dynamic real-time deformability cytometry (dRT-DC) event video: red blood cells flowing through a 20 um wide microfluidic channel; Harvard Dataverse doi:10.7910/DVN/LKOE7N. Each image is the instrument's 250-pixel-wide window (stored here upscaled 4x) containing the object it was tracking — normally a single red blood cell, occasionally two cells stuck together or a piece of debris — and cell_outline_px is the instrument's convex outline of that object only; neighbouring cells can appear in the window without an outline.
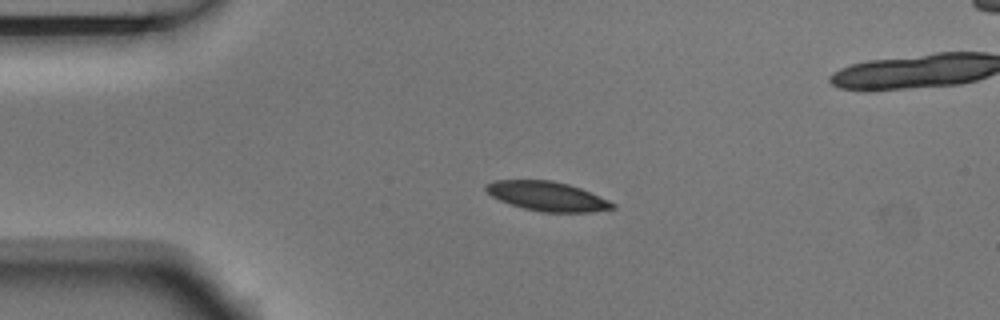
{"species": "Egyptian fruit bat (a non-hibernating species)", "species_latin": "Rousettus aegyptiacus", "temperature_condition": "room temperature", "stored_images_in_passage": 6, "segment_of_instrument_passage": [1, 2], "camera_frame_rate_fps": 3000, "um_per_image_px": 0.085, "animal": {"sex": "male"}, "frame": {"image": 1, "passage_image": 3, "time_ms": 0.667, "image_size_px": [1000, 320], "cell_outline_px": [[616, 208], [588, 212], [540, 212], [524, 208], [500, 200], [492, 196], [484, 188], [484, 184], [496, 180], [552, 180], [568, 184], [580, 188], [608, 200], [616, 204]], "centroid_in_image_um": [46.51, 16.67], "position_along_channel_um": 38.5, "area_um2": 21.5}}
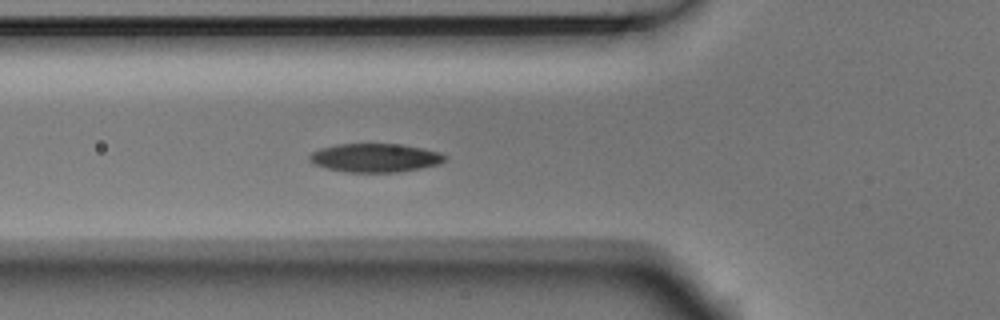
{"frame": {"image": 2, "passage_image": 5, "time_ms": 1.333, "image_size_px": [1000, 320], "cell_outline_px": [[448, 156], [440, 164], [400, 172], [344, 172], [312, 164], [308, 160], [308, 156], [312, 152], [320, 148], [336, 144], [400, 144], [424, 148], [440, 152]], "centroid_in_image_um": [31.88, 13.41], "position_along_channel_um": 93.9, "area_um2": 22.77}}